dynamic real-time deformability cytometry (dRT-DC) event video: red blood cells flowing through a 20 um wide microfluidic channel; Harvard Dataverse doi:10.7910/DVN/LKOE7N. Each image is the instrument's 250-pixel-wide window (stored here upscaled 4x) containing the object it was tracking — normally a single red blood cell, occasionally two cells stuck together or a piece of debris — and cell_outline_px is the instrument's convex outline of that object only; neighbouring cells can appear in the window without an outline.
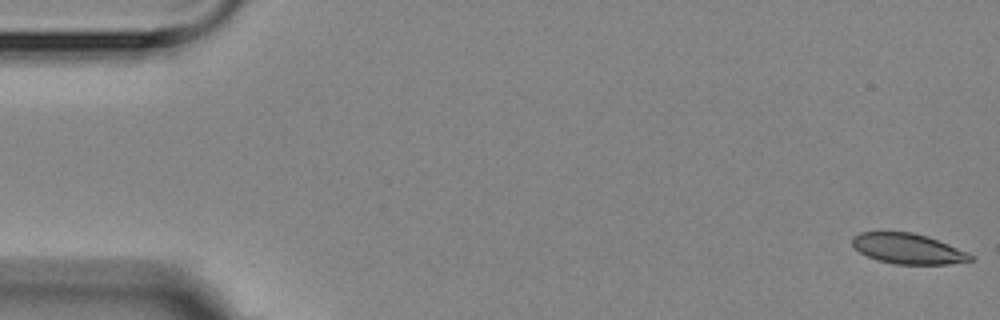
{"species": "Egyptian fruit bat (a non-hibernating species)", "species_latin": "Rousettus aegyptiacus", "temperature_condition": "room temperature", "stored_images_in_passage": 5, "camera_frame_rate_fps": 3000, "um_per_image_px": 0.085, "animal": {"sex": "female"}, "frame": {"image": 1, "passage_image": 1, "time_ms": 0.0, "image_size_px": [1000, 320], "cell_outline_px": [[976, 260], [948, 264], [896, 264], [880, 260], [868, 256], [860, 252], [852, 244], [852, 236], [860, 232], [912, 232], [928, 236], [968, 252], [976, 256]], "centroid_in_image_um": [77.23, 21.13], "position_along_channel_um": 7.8, "area_um2": 20.92}}
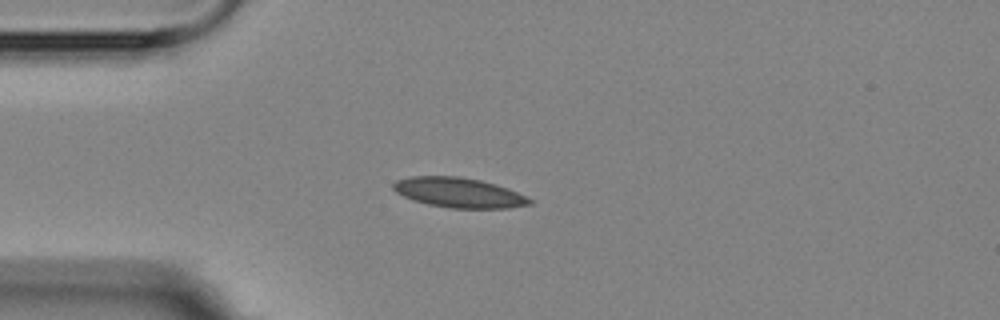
{"frame": {"image": 2, "passage_image": 5, "time_ms": 4.333, "image_size_px": [1000, 320], "cell_outline_px": [[532, 204], [508, 208], [452, 208], [428, 204], [404, 196], [396, 192], [392, 188], [392, 184], [396, 180], [412, 176], [460, 176], [480, 180], [496, 184], [508, 188], [532, 200]], "centroid_in_image_um": [38.99, 16.36], "position_along_channel_um": 46.0, "area_um2": 23.58}}